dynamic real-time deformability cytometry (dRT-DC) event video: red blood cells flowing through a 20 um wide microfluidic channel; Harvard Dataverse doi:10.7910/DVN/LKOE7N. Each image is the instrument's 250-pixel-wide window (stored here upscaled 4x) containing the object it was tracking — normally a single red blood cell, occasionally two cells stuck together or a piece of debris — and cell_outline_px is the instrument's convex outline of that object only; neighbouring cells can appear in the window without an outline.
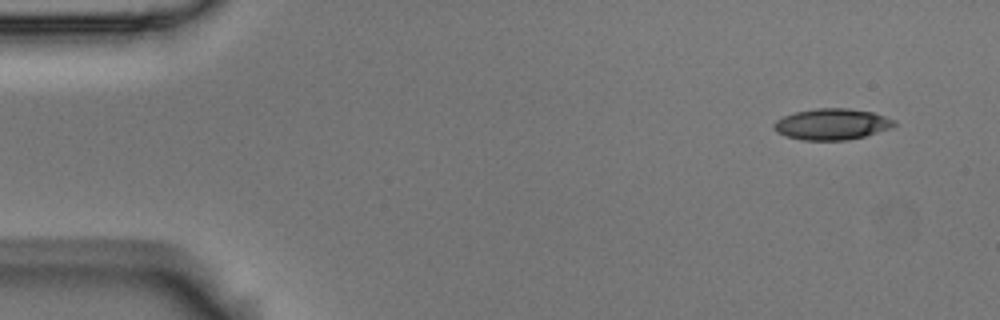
{"species": "Egyptian fruit bat (a non-hibernating species)", "species_latin": "Rousettus aegyptiacus", "temperature_condition": "room temperature", "stored_images_in_passage": 4, "camera_frame_rate_fps": 3000, "um_per_image_px": 0.085, "animal": {"sex": "male"}, "frame": {"image": 1, "passage_image": 1, "time_ms": 0.0, "image_size_px": [1000, 320], "cell_outline_px": [[896, 124], [892, 128], [864, 136], [848, 140], [800, 140], [784, 136], [776, 132], [772, 124], [776, 120], [784, 116], [796, 112], [816, 108], [848, 108], [872, 112], [896, 120]], "centroid_in_image_um": [70.7, 10.56], "position_along_channel_um": 14.3, "area_um2": 21.96}}
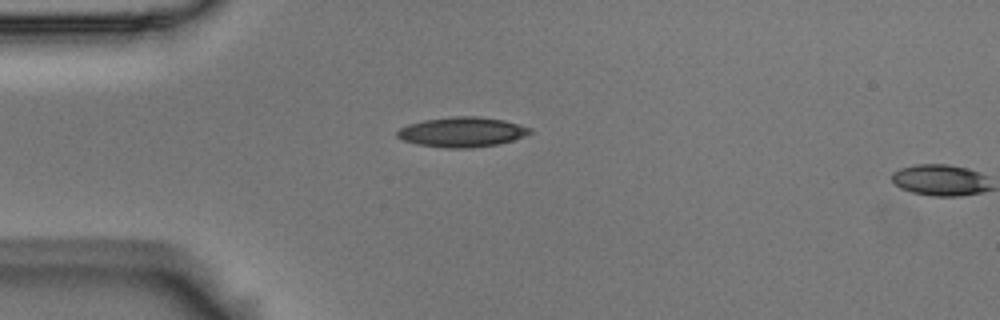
{"frame": {"image": 2, "passage_image": 3, "time_ms": 0.667, "image_size_px": [1000, 320], "cell_outline_px": [[532, 132], [524, 136], [512, 140], [496, 144], [468, 148], [444, 148], [416, 144], [404, 140], [396, 136], [396, 132], [400, 128], [408, 124], [424, 120], [452, 116], [480, 116], [504, 120], [520, 124], [532, 128]], "centroid_in_image_um": [39.27, 11.21], "position_along_channel_um": 45.7, "area_um2": 23.18}}